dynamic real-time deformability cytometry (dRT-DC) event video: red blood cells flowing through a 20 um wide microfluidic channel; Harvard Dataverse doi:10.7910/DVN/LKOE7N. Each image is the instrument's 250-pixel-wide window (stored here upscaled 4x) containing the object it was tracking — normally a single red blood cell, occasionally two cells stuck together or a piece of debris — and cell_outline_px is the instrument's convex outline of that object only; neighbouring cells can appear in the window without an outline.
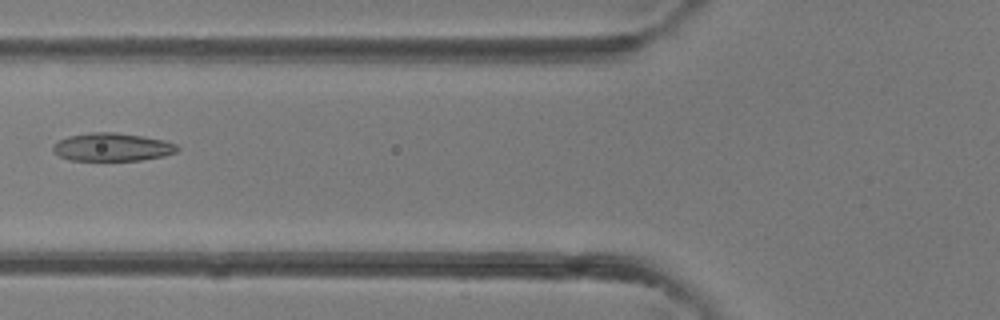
{"species": "common noctule bat (a hibernating species)", "species_latin": "Nyctalus noctula", "temperature_condition": "room temperature", "stored_images_in_passage": 41, "camera_frame_rate_fps": 3000, "um_per_image_px": 0.085, "animal": {"sex": "female"}, "frame": {"image": 1, "passage_image": 16, "time_ms": 5.0, "image_size_px": [1000, 320], "cell_outline_px": [[180, 148], [176, 152], [164, 156], [140, 160], [68, 160], [60, 156], [52, 148], [52, 144], [56, 140], [68, 136], [92, 132], [116, 132], [144, 136], [164, 140], [176, 144]], "centroid_in_image_um": [9.53, 12.49], "position_along_channel_um": 116.3, "area_um2": 20.46}}
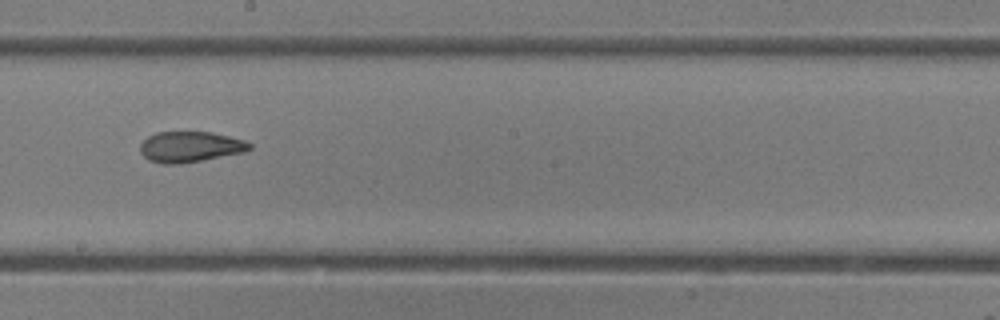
{"frame": {"image": 2, "passage_image": 23, "time_ms": 7.333, "image_size_px": [1000, 320], "cell_outline_px": [[252, 148], [244, 152], [180, 164], [164, 164], [148, 160], [140, 152], [140, 144], [148, 136], [156, 132], [212, 132], [244, 140], [252, 144]], "centroid_in_image_um": [16.15, 12.48], "position_along_channel_um": 232.0, "area_um2": 19.54}}
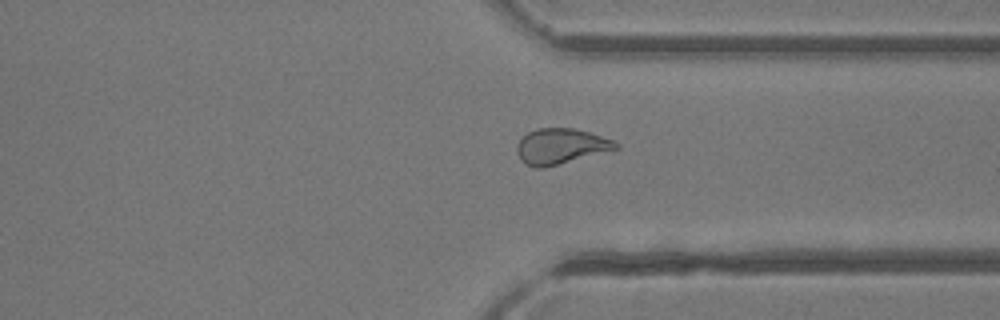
{"frame": {"image": 3, "passage_image": 31, "time_ms": 10.0, "image_size_px": [1000, 320], "cell_outline_px": [[620, 148], [544, 168], [536, 168], [524, 164], [520, 160], [516, 152], [516, 148], [520, 140], [528, 132], [536, 128], [572, 128], [588, 132], [612, 140], [620, 144]], "centroid_in_image_um": [47.63, 12.44], "position_along_channel_um": 363.8, "area_um2": 20.4}}